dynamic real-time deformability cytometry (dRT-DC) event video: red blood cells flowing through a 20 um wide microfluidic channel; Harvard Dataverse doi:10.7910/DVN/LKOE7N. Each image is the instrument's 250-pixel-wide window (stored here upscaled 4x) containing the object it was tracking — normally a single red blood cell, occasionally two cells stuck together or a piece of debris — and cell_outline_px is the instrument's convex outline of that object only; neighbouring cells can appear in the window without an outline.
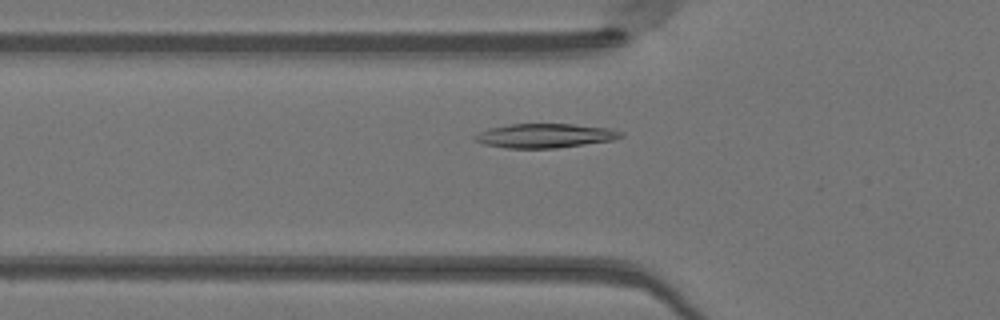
{"species": "Egyptian fruit bat (a non-hibernating species)", "species_latin": "Rousettus aegyptiacus", "temperature_condition": "warm", "stored_images_in_passage": 46, "camera_frame_rate_fps": 3000, "um_per_image_px": 0.085, "animal": {"sex": "female"}, "frame": {"image": 1, "passage_image": 14, "time_ms": 4.333, "image_size_px": [1000, 320], "cell_outline_px": [[624, 136], [612, 140], [556, 148], [508, 148], [484, 144], [476, 140], [472, 136], [488, 128], [512, 124], [572, 124], [612, 128], [624, 132]], "centroid_in_image_um": [46.36, 11.53], "position_along_channel_um": 79.4, "area_um2": 20.52}}
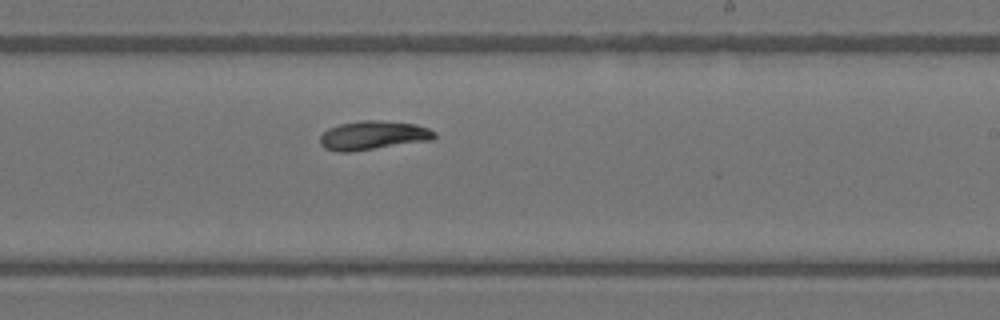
{"frame": {"image": 2, "passage_image": 27, "time_ms": 8.667, "image_size_px": [1000, 320], "cell_outline_px": [[436, 136], [432, 140], [352, 152], [336, 152], [324, 148], [320, 144], [320, 136], [328, 128], [340, 124], [360, 120], [380, 120], [416, 124], [428, 128], [436, 132]], "centroid_in_image_um": [31.71, 11.51], "position_along_channel_um": 257.3, "area_um2": 19.48}}
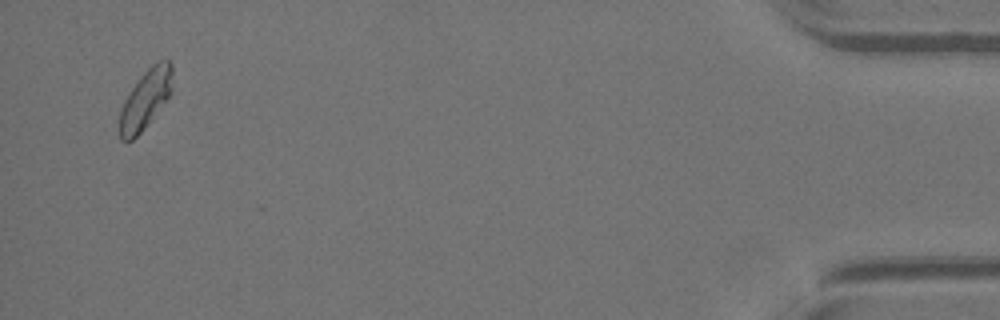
{"frame": {"image": 3, "passage_image": 45, "time_ms": 14.667, "image_size_px": [1000, 320], "cell_outline_px": [[172, 92], [152, 120], [132, 140], [120, 140], [120, 112], [124, 100], [132, 88], [144, 72], [156, 60], [168, 60], [172, 64]], "centroid_in_image_um": [12.39, 8.42], "position_along_channel_um": 422.8, "area_um2": 18.09}, "authors_computed_cell_mechanics": {"area_um2": 19.0162, "velocity_mm_per_s": 4.0961, "shape_relaxation_time_tau1_ms": 6.3784, "shape_relaxation_time_tau2_ms": 5.0234, "deformation_change_tau1": 0.1916, "deformation_change_tau2": 0.0932}}